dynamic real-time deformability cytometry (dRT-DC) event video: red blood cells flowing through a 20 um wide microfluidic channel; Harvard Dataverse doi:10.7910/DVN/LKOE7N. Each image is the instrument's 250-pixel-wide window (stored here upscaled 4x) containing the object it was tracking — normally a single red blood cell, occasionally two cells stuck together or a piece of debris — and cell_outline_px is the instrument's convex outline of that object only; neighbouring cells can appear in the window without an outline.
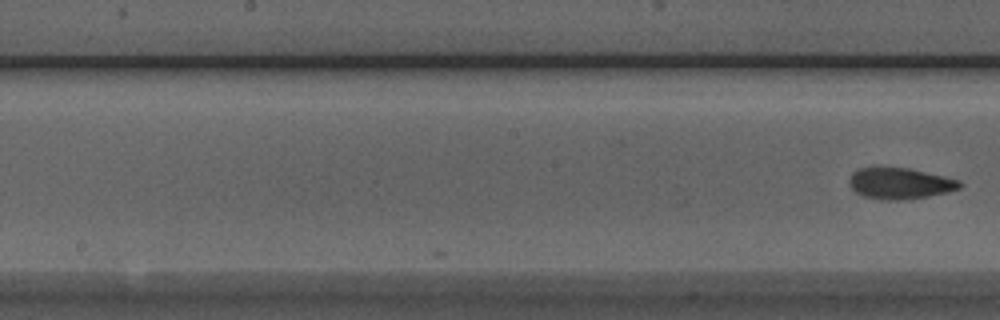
{"species": "Egyptian fruit bat (a non-hibernating species)", "species_latin": "Rousettus aegyptiacus", "temperature_condition": "room temperature", "stored_images_in_passage": 17, "camera_frame_rate_fps": 3000, "um_per_image_px": 0.085, "animal": {"sex": "male"}, "frame": {"image": 1, "passage_image": 17, "time_ms": 5.333, "image_size_px": [1000, 320], "cell_outline_px": [[964, 184], [960, 188], [948, 192], [928, 196], [904, 200], [884, 200], [864, 196], [856, 192], [848, 184], [848, 180], [852, 172], [860, 168], [872, 164], [908, 168], [944, 176], [960, 180]], "centroid_in_image_um": [76.45, 15.55], "position_along_channel_um": 171.8, "area_um2": 20.75}}